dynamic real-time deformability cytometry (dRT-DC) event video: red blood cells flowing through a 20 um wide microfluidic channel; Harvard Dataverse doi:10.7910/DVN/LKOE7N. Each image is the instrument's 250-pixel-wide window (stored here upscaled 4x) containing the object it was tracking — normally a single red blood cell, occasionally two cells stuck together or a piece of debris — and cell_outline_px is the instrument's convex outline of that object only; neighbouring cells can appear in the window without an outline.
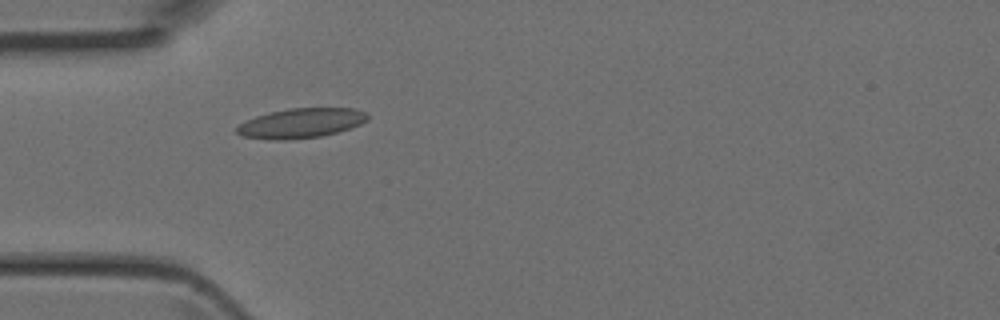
{"species": "Egyptian fruit bat (a non-hibernating species)", "species_latin": "Rousettus aegyptiacus", "temperature_condition": "room temperature", "stored_images_in_passage": 1, "camera_frame_rate_fps": 3000, "um_per_image_px": 0.085, "animal": {"sex": "female"}, "frame": {"image": 1, "passage_image": 1, "time_ms": 0.0, "image_size_px": [1000, 320], "cell_outline_px": [[368, 120], [360, 124], [336, 132], [320, 136], [288, 140], [272, 140], [244, 136], [236, 132], [236, 128], [240, 124], [256, 116], [272, 112], [292, 108], [356, 108], [368, 112]], "centroid_in_image_um": [25.63, 10.46], "position_along_channel_um": 59.4, "area_um2": 22.43}}